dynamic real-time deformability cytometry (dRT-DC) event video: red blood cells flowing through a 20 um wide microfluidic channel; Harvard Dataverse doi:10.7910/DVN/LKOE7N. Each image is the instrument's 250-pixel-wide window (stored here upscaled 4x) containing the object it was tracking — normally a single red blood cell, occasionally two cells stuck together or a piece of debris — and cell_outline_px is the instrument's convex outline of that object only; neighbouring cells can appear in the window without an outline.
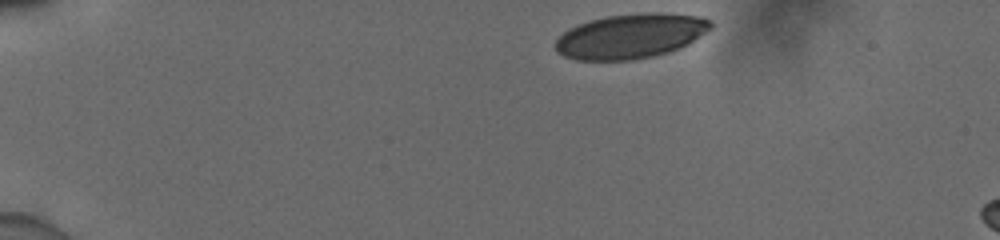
{"species": "human", "species_latin": "Homo sapiens", "temperature_condition": "cold", "stored_images_in_passage": 9, "camera_frame_rate_fps": 3000, "um_per_image_px": 0.085, "donor": {"sex": "male"}, "frame": {"image": 1, "passage_image": 1, "time_ms": 0.0, "image_size_px": [1000, 240], "cell_outline_px": [[712, 28], [688, 44], [680, 48], [668, 52], [652, 56], [632, 60], [576, 60], [564, 56], [556, 52], [556, 40], [568, 28], [588, 20], [608, 16], [644, 12], [656, 12], [704, 16], [712, 20]], "centroid_in_image_um": [53.62, 3.05], "position_along_channel_um": 31.4, "area_um2": 40.69}}